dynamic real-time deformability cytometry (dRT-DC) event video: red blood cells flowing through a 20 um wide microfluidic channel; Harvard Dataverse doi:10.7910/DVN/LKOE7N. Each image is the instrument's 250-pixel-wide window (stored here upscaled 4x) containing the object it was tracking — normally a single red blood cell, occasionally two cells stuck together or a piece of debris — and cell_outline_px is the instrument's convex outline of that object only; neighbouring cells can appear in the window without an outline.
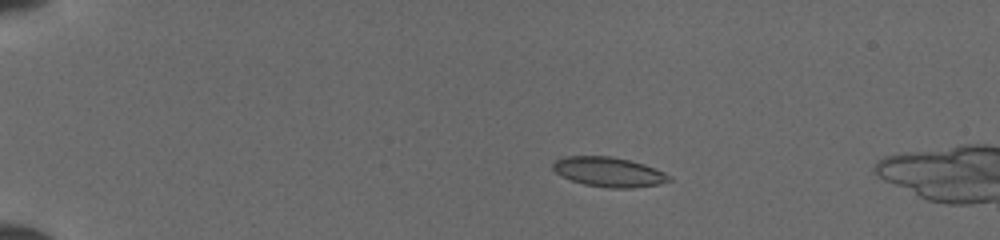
{"species": "common noctule bat (a hibernating species)", "species_latin": "Nyctalus noctula", "temperature_condition": "cold", "stored_images_in_passage": 48, "camera_frame_rate_fps": 3000, "um_per_image_px": 0.085, "animal": {"sex": "female", "body_mass_g": 19.5, "forearm_length_mm": 54.1}, "frame": {"image": 1, "passage_image": 9, "time_ms": 2.667, "image_size_px": [1000, 240], "cell_outline_px": [[672, 180], [660, 184], [632, 188], [608, 188], [584, 184], [572, 180], [556, 172], [552, 168], [552, 164], [556, 160], [564, 156], [612, 156], [644, 164], [664, 172], [672, 176]], "centroid_in_image_um": [51.78, 14.62], "position_along_channel_um": 33.2, "area_um2": 20.06}}
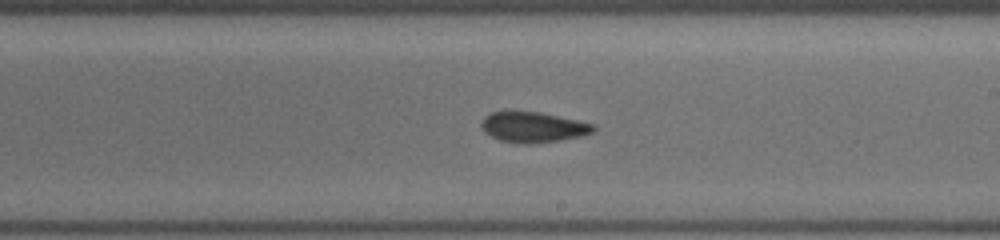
{"frame": {"image": 2, "passage_image": 30, "time_ms": 9.667, "image_size_px": [1000, 240], "cell_outline_px": [[596, 132], [584, 136], [560, 140], [532, 144], [520, 144], [500, 140], [484, 132], [480, 124], [484, 116], [488, 112], [504, 108], [512, 108], [540, 112], [596, 124]], "centroid_in_image_um": [45.28, 10.76], "position_along_channel_um": 243.7, "area_um2": 20.98}}
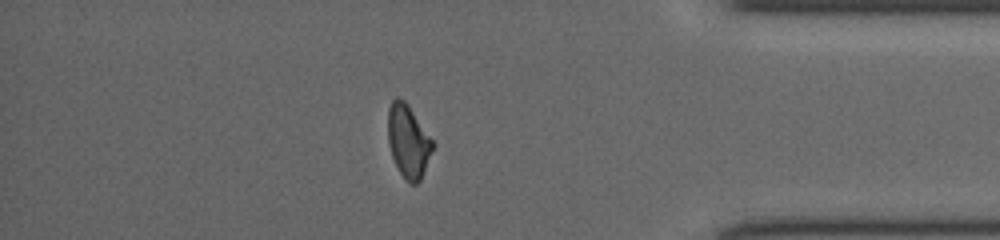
{"frame": {"image": 3, "passage_image": 43, "time_ms": 1680.667, "image_size_px": [1000, 240], "cell_outline_px": [[436, 144], [424, 172], [420, 180], [416, 184], [408, 184], [400, 172], [392, 156], [388, 140], [388, 108], [392, 100], [396, 96], [404, 100], [408, 104]], "centroid_in_image_um": [34.72, 12.0], "position_along_channel_um": 400.5, "area_um2": 19.19}}